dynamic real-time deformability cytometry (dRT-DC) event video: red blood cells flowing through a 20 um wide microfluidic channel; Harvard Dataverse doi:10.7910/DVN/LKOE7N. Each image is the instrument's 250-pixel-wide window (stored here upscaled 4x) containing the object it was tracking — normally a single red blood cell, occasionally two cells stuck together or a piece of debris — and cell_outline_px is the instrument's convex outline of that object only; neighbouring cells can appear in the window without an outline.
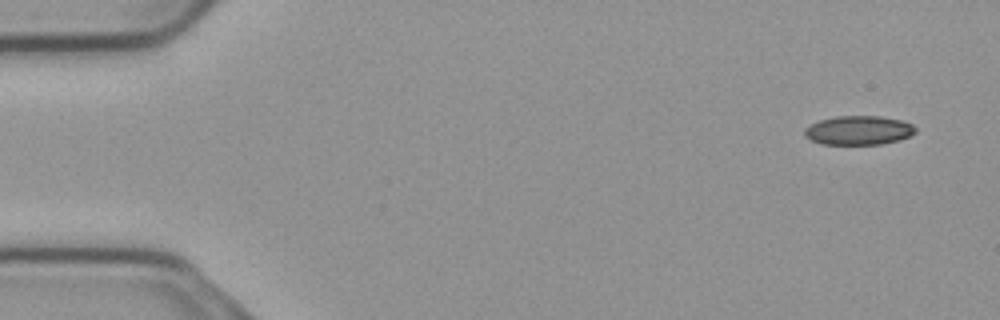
{"species": "common noctule bat (a hibernating species)", "species_latin": "Nyctalus noctula", "temperature_condition": "cold", "stored_images_in_passage": 51, "camera_frame_rate_fps": 3000, "um_per_image_px": 0.085, "animal": {"sex": "male", "body_mass_g": 23.1, "forearm_length_mm": 52.7}, "frame": {"image": 1, "passage_image": 1, "time_ms": 0.0, "image_size_px": [1000, 320], "cell_outline_px": [[916, 132], [900, 140], [880, 144], [820, 144], [804, 136], [804, 128], [820, 120], [836, 116], [880, 116], [900, 120], [912, 124], [916, 128]], "centroid_in_image_um": [72.97, 11.08], "position_along_channel_um": 12.0, "area_um2": 18.73}}
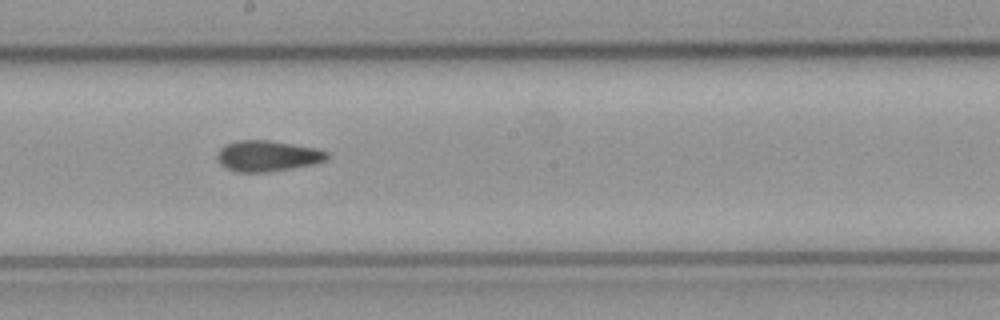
{"frame": {"image": 2, "passage_image": 28, "time_ms": 9.0, "image_size_px": [1000, 320], "cell_outline_px": [[328, 160], [316, 164], [292, 168], [264, 172], [240, 172], [228, 168], [220, 164], [216, 156], [220, 148], [224, 144], [236, 140], [272, 140], [316, 148], [328, 152]], "centroid_in_image_um": [22.75, 13.24], "position_along_channel_um": 225.4, "area_um2": 19.88}}
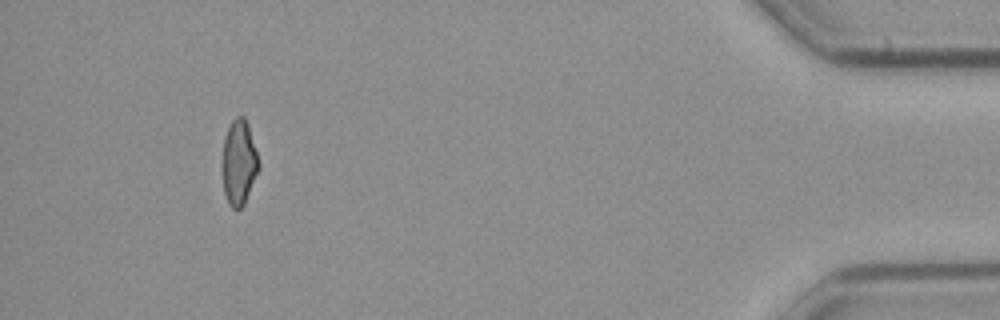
{"frame": {"image": 3, "passage_image": 49, "time_ms": 16.0, "image_size_px": [1000, 320], "cell_outline_px": [[260, 168], [244, 204], [240, 208], [232, 208], [228, 204], [224, 192], [224, 140], [228, 128], [232, 120], [236, 116], [244, 116], [248, 124], [260, 164]], "centroid_in_image_um": [20.34, 13.81], "position_along_channel_um": 414.9, "area_um2": 17.63}}